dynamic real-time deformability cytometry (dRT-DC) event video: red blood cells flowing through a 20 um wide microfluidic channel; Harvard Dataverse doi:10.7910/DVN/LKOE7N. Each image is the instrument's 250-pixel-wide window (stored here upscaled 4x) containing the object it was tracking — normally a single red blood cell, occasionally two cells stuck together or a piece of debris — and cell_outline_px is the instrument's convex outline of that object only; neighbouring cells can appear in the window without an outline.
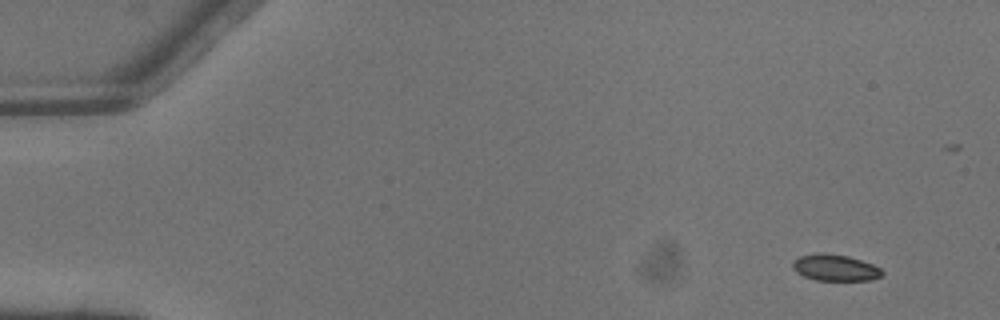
{"species": "common noctule bat (a hibernating species)", "species_latin": "Nyctalus noctula", "temperature_condition": "warm", "stored_images_in_passage": 4, "camera_frame_rate_fps": 3000, "um_per_image_px": 0.085, "animal": {"sex": "male", "body_mass_g": 13.3}, "frame": {"image": 1, "passage_image": 1, "time_ms": 0.0, "image_size_px": [1000, 320], "cell_outline_px": [[884, 272], [880, 276], [872, 280], [816, 280], [804, 276], [796, 272], [792, 268], [792, 260], [800, 256], [816, 252], [824, 252], [848, 256], [872, 264], [880, 268]], "centroid_in_image_um": [70.95, 22.74], "position_along_channel_um": 14.1, "area_um2": 13.87}}
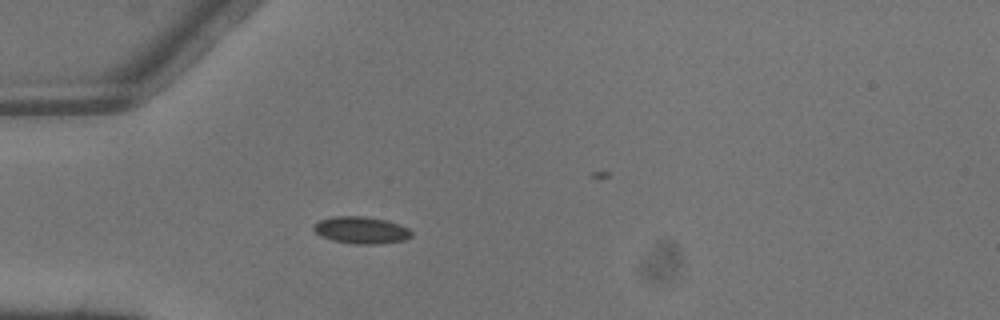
{"frame": {"image": 2, "passage_image": 4, "time_ms": 1.0, "image_size_px": [1000, 320], "cell_outline_px": [[412, 236], [404, 240], [380, 244], [356, 244], [332, 240], [320, 236], [312, 228], [312, 224], [320, 220], [332, 216], [364, 216], [388, 220], [400, 224], [408, 228], [412, 232]], "centroid_in_image_um": [30.7, 19.55], "position_along_channel_um": 54.3, "area_um2": 15.61}}